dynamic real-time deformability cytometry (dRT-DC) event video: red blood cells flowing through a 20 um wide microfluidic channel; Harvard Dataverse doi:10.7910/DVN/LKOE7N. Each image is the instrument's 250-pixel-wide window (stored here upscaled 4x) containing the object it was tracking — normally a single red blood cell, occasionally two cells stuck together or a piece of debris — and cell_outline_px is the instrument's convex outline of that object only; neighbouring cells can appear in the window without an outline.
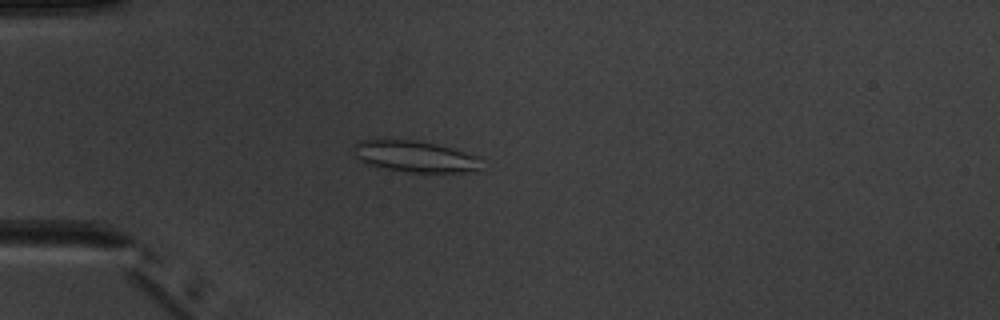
{"species": "common noctule bat (a hibernating species)", "species_latin": "Nyctalus noctula", "temperature_condition": "warm", "stored_images_in_passage": 5, "camera_frame_rate_fps": 3000, "um_per_image_px": 0.085, "animal": {"sex": "male", "body_mass_g": 20.1, "forearm_length_mm": 53.5}, "frame": {"image": 1, "passage_image": 5, "time_ms": 4.667, "image_size_px": [1000, 320], "cell_outline_px": [[480, 172], [408, 172], [384, 168], [368, 164], [360, 160], [352, 152], [352, 148], [360, 140], [416, 140], [436, 144], [452, 148], [480, 156]], "centroid_in_image_um": [35.32, 13.31], "position_along_channel_um": 49.7, "area_um2": 23.41}}